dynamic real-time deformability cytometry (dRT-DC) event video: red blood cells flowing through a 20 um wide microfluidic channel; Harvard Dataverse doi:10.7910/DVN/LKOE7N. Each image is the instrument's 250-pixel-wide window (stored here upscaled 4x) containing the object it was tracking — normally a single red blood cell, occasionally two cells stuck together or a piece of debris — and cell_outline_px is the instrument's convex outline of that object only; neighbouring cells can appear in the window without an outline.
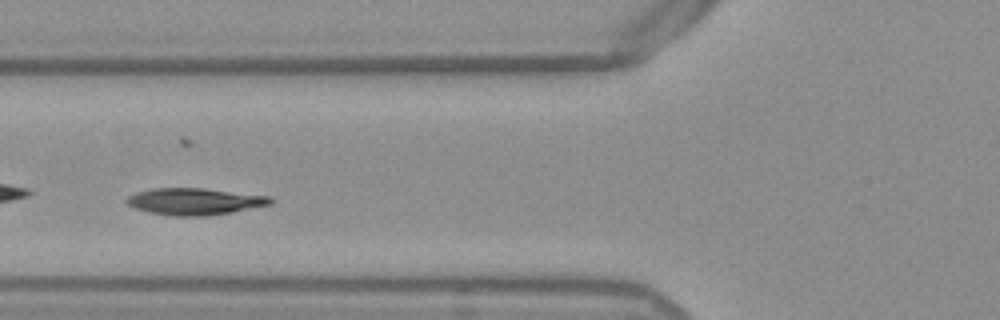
{"species": "Egyptian fruit bat (a non-hibernating species)", "species_latin": "Rousettus aegyptiacus", "temperature_condition": "warm", "stored_images_in_passage": 40, "camera_frame_rate_fps": 3000, "um_per_image_px": 0.085, "frame": {"image": 1, "passage_image": 7, "time_ms": 2.0, "image_size_px": [1000, 320], "cell_outline_px": [[276, 200], [272, 204], [232, 212], [208, 216], [172, 216], [148, 212], [136, 208], [128, 204], [124, 200], [128, 196], [136, 192], [152, 188], [204, 188], [272, 196]], "centroid_in_image_um": [16.59, 17.12], "position_along_channel_um": 109.2, "area_um2": 22.72}}
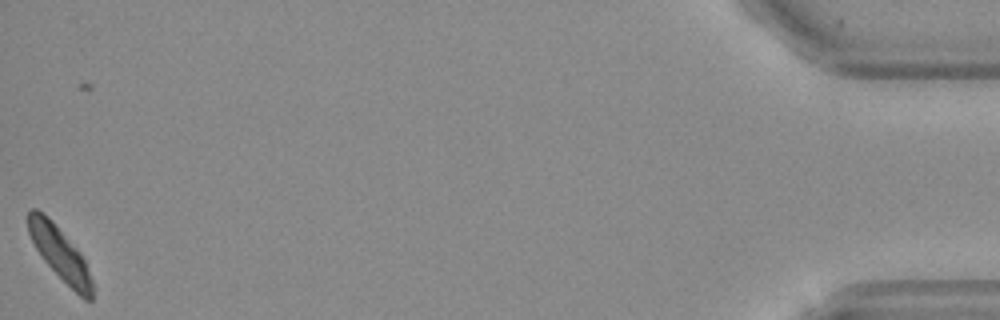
{"frame": {"image": 2, "passage_image": 40, "time_ms": 13.0, "image_size_px": [1000, 320], "cell_outline_px": [[92, 300], [84, 300], [44, 260], [36, 248], [28, 232], [28, 212], [32, 208], [36, 208], [48, 216], [52, 220], [80, 252], [84, 260], [92, 280]], "centroid_in_image_um": [5.08, 21.51], "position_along_channel_um": 430.1, "area_um2": 19.31}, "authors_computed_cell_mechanics": {"area_um2": 21.675, "velocity_mm_per_s": 3.7831, "shape_relaxation_time_tau1_ms": 3.3331, "shape_relaxation_time_tau2_ms": null, "deformation_change_tau1": 0.1108, "deformation_change_tau2": null}}